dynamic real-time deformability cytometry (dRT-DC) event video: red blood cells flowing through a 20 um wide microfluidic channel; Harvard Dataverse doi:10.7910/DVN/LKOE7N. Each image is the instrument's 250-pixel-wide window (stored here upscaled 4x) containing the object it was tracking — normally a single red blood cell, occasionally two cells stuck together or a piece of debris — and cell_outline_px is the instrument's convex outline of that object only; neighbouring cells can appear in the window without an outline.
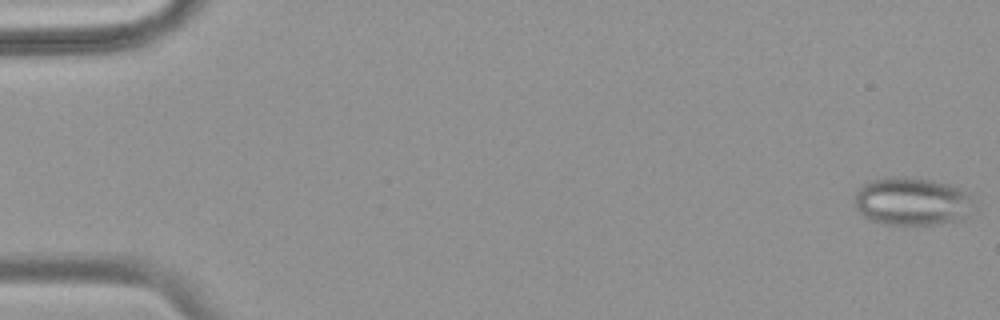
{"species": "common noctule bat (a hibernating species)", "species_latin": "Nyctalus noctula", "temperature_condition": "warm", "stored_images_in_passage": 55, "camera_frame_rate_fps": 3000, "um_per_image_px": 0.085, "animal": {"sex": "female", "body_mass_g": 18.4}, "frame": {"image": 1, "passage_image": 1, "time_ms": 0.0, "image_size_px": [1000, 320], "cell_outline_px": [[976, 208], [972, 216], [964, 220], [932, 224], [884, 224], [872, 220], [864, 216], [856, 208], [856, 188], [868, 180], [888, 176], [904, 176], [932, 180], [948, 184], [964, 192], [968, 196]], "centroid_in_image_um": [77.53, 17.11], "position_along_channel_um": 7.5, "area_um2": 33.76}}
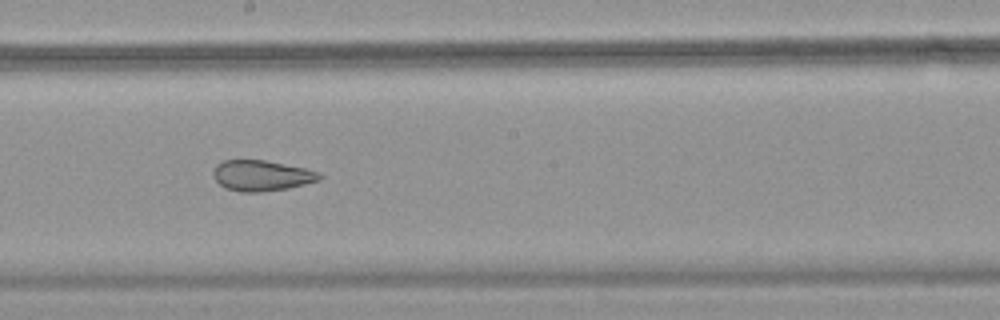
{"frame": {"image": 2, "passage_image": 31, "time_ms": 10.0, "image_size_px": [1000, 320], "cell_outline_px": [[324, 176], [320, 180], [288, 188], [260, 192], [240, 192], [224, 188], [216, 180], [212, 172], [216, 164], [224, 160], [264, 160], [304, 168], [320, 172]], "centroid_in_image_um": [22.23, 14.93], "position_along_channel_um": 226.0, "area_um2": 19.02}}
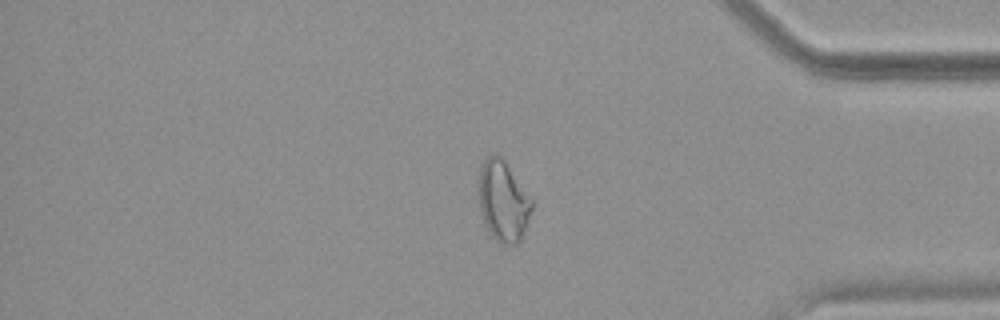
{"frame": {"image": 3, "passage_image": 46, "time_ms": 15.0, "image_size_px": [1000, 320], "cell_outline_px": [[532, 208], [528, 220], [520, 240], [516, 244], [504, 244], [496, 240], [492, 236], [484, 224], [480, 212], [476, 188], [480, 164], [492, 152], [500, 156], [504, 160], [532, 200]], "centroid_in_image_um": [42.69, 17.06], "position_along_channel_um": 392.5, "area_um2": 25.2}, "authors_computed_cell_mechanics": {"area_um2": 26.0678, "velocity_mm_per_s": 3.7423, "shape_relaxation_time_tau1_ms": null, "shape_relaxation_time_tau2_ms": 1.6482, "deformation_change_tau1": null, "deformation_change_tau2": 0.0779}}